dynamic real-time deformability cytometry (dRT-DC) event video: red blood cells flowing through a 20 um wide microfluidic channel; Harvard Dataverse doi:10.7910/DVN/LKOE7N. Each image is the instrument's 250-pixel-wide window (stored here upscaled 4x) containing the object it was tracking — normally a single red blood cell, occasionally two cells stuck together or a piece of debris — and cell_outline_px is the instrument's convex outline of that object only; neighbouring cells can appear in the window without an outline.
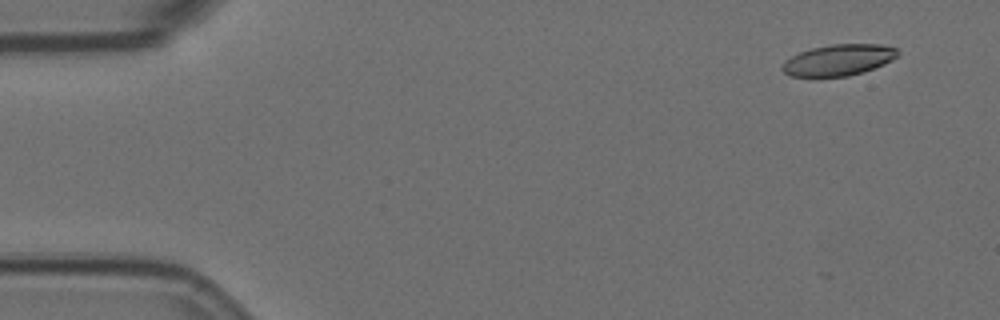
{"species": "Egyptian fruit bat (a non-hibernating species)", "species_latin": "Rousettus aegyptiacus", "temperature_condition": "room temperature", "stored_images_in_passage": 6, "camera_frame_rate_fps": 3000, "um_per_image_px": 0.085, "animal": {"sex": "female"}, "frame": {"image": 1, "passage_image": 1, "time_ms": 0.0, "image_size_px": [1000, 320], "cell_outline_px": [[900, 52], [892, 60], [884, 64], [848, 76], [792, 76], [784, 72], [780, 68], [784, 60], [800, 52], [812, 48], [832, 44], [880, 44], [896, 48]], "centroid_in_image_um": [71.26, 5.09], "position_along_channel_um": 13.7, "area_um2": 20.75}}